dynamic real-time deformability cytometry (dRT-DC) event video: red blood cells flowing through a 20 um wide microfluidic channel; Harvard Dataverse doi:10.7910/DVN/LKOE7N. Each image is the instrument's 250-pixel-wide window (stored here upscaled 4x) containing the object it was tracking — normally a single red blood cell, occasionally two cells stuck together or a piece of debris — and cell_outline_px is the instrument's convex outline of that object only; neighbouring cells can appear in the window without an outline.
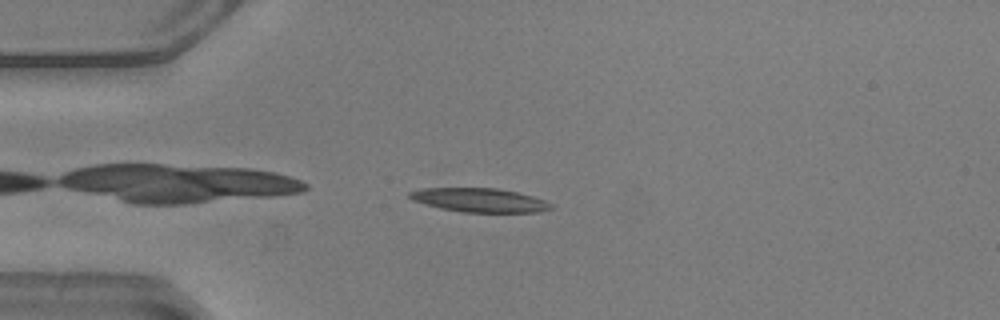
{"species": "common noctule bat (a hibernating species)", "species_latin": "Nyctalus noctula", "temperature_condition": "warm", "stored_images_in_passage": 41, "camera_frame_rate_fps": 3000, "um_per_image_px": 0.085, "animal": {"sex": "male", "body_mass_g": 20.5, "forearm_length_mm": 52.5}, "frame": {"image": 1, "passage_image": 2, "time_ms": 0.333, "image_size_px": [1000, 320], "cell_outline_px": [[556, 208], [540, 212], [460, 212], [440, 208], [424, 204], [412, 200], [408, 196], [408, 192], [424, 188], [496, 188], [516, 192], [532, 196], [544, 200], [552, 204]], "centroid_in_image_um": [40.77, 17.02], "position_along_channel_um": 44.2, "area_um2": 19.77}}
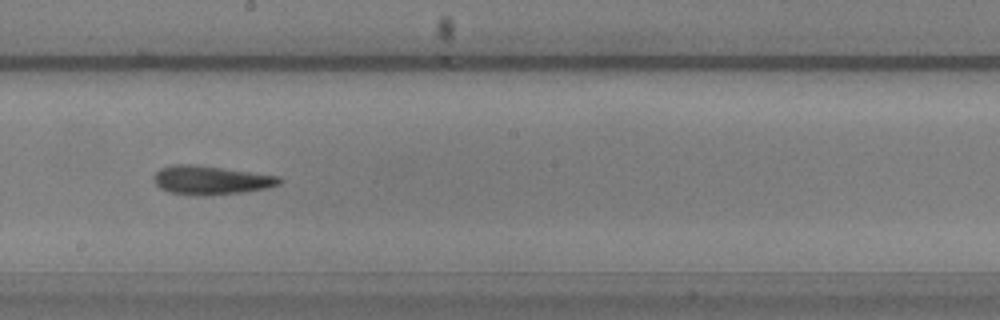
{"frame": {"image": 2, "passage_image": 18, "time_ms": 5.667, "image_size_px": [1000, 320], "cell_outline_px": [[284, 180], [280, 184], [268, 188], [244, 192], [204, 196], [168, 192], [160, 188], [152, 180], [152, 176], [160, 168], [172, 164], [196, 164], [280, 176]], "centroid_in_image_um": [17.92, 15.31], "position_along_channel_um": 230.3, "area_um2": 21.39}}
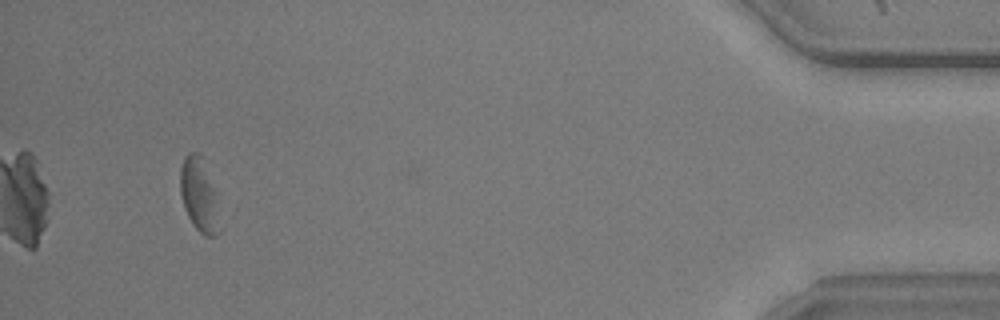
{"frame": {"image": 3, "passage_image": 38, "time_ms": 12.333, "image_size_px": [1000, 320], "cell_outline_px": [[224, 228], [216, 236], [204, 236], [192, 224], [184, 208], [180, 192], [180, 168], [184, 156], [188, 152], [200, 152], [216, 192]], "centroid_in_image_um": [16.99, 16.63], "position_along_channel_um": 418.2, "area_um2": 17.74}}